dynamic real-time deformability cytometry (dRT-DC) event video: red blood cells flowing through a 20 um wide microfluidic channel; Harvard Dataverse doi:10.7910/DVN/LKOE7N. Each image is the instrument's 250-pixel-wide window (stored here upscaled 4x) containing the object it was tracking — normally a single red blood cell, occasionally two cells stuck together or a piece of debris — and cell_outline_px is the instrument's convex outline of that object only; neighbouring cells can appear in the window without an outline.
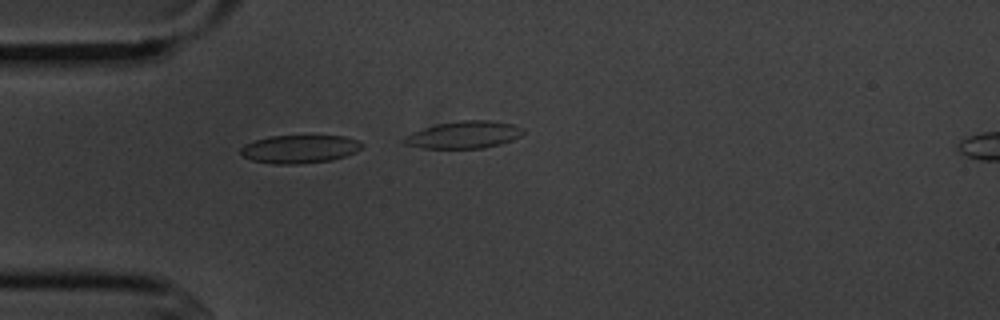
{"species": "common noctule bat (a hibernating species)", "species_latin": "Nyctalus noctula", "temperature_condition": "cold", "stored_images_in_passage": 8, "camera_frame_rate_fps": 3000, "um_per_image_px": 0.085, "animal": {"sex": "male", "body_mass_g": 20.1, "forearm_length_mm": 53.5}, "frame": {"image": 1, "passage_image": 4, "time_ms": 3.667, "image_size_px": [1000, 320], "cell_outline_px": [[364, 148], [356, 152], [332, 160], [296, 164], [272, 164], [252, 160], [240, 156], [240, 148], [244, 144], [268, 136], [344, 136], [356, 140], [364, 144]], "centroid_in_image_um": [25.45, 12.67], "position_along_channel_um": 59.6, "area_um2": 20.06}}
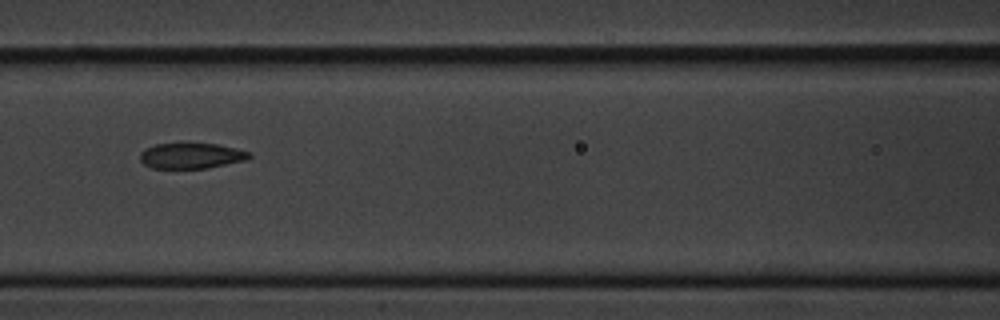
{"frame": {"image": 2, "passage_image": 7, "time_ms": 7.0, "image_size_px": [1000, 320], "cell_outline_px": [[252, 156], [244, 160], [208, 168], [152, 168], [144, 164], [140, 160], [140, 152], [144, 148], [156, 144], [180, 140], [188, 140], [220, 144], [252, 152]], "centroid_in_image_um": [16.23, 13.17], "position_along_channel_um": 150.4, "area_um2": 17.28}}
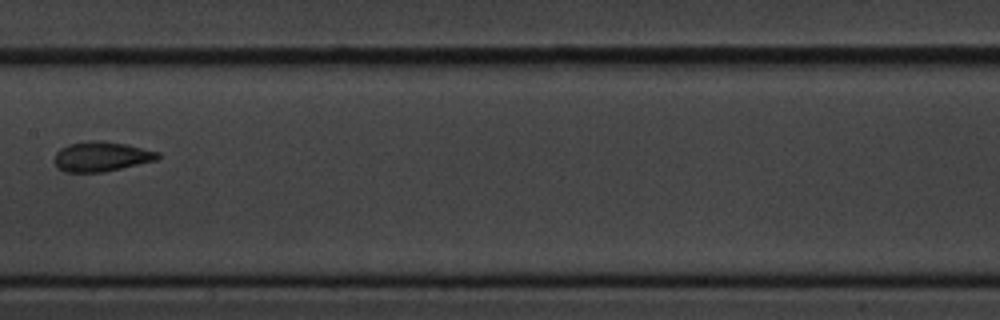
{"frame": {"image": 3, "passage_image": 8, "time_ms": 8.333, "image_size_px": [1000, 320], "cell_outline_px": [[160, 156], [156, 160], [104, 172], [64, 172], [56, 168], [52, 160], [56, 152], [60, 148], [68, 144], [88, 140], [104, 140], [124, 144], [160, 152]], "centroid_in_image_um": [8.54, 13.3], "position_along_channel_um": 198.9, "area_um2": 18.21}}